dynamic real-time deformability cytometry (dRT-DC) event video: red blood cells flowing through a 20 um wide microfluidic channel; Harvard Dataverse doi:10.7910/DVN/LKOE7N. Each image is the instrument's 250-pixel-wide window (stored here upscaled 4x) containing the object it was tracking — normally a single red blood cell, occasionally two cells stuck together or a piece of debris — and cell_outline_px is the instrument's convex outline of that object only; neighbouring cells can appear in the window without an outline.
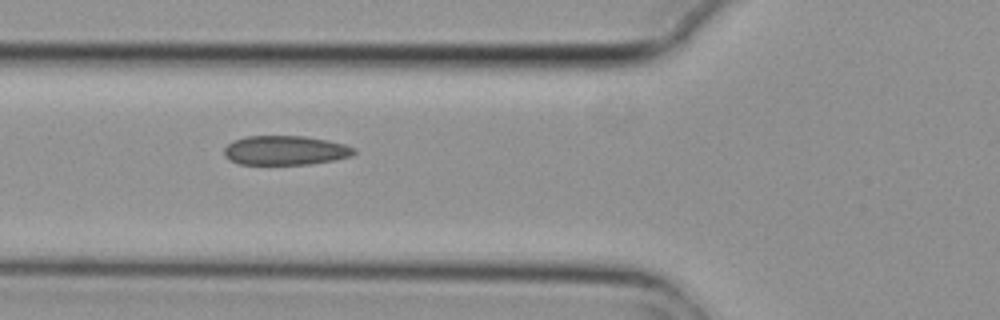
{"species": "common noctule bat (a hibernating species)", "species_latin": "Nyctalus noctula", "temperature_condition": "cold", "stored_images_in_passage": 6, "camera_frame_rate_fps": 3000, "um_per_image_px": 0.085, "animal": {"sex": "female", "body_mass_g": 29.2, "forearm_length_mm": 56.3}, "frame": {"image": 1, "passage_image": 2, "time_ms": 0.333, "image_size_px": [1000, 320], "cell_outline_px": [[356, 152], [352, 156], [336, 160], [308, 164], [240, 164], [224, 156], [224, 148], [232, 140], [244, 136], [304, 136], [328, 140], [344, 144], [356, 148]], "centroid_in_image_um": [24.27, 12.77], "position_along_channel_um": 101.5, "area_um2": 22.31}}
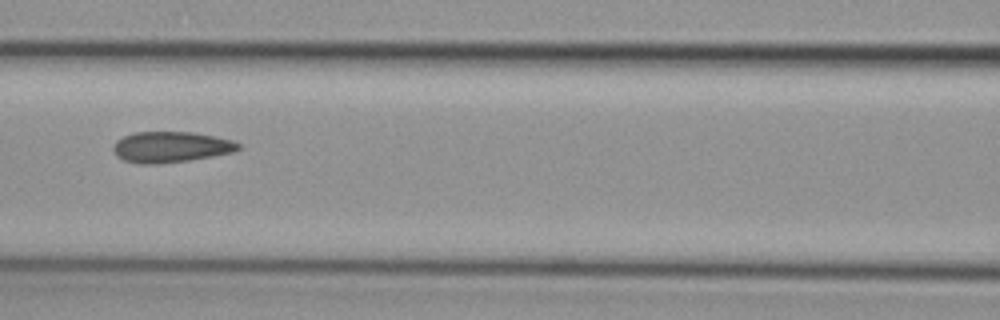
{"frame": {"image": 2, "passage_image": 3, "time_ms": 0.667, "image_size_px": [1000, 320], "cell_outline_px": [[240, 148], [232, 152], [212, 156], [188, 160], [156, 164], [140, 164], [124, 160], [116, 156], [112, 148], [112, 144], [116, 140], [124, 136], [136, 132], [192, 132], [232, 140], [240, 144]], "centroid_in_image_um": [14.47, 12.49], "position_along_channel_um": 152.1, "area_um2": 22.37}}
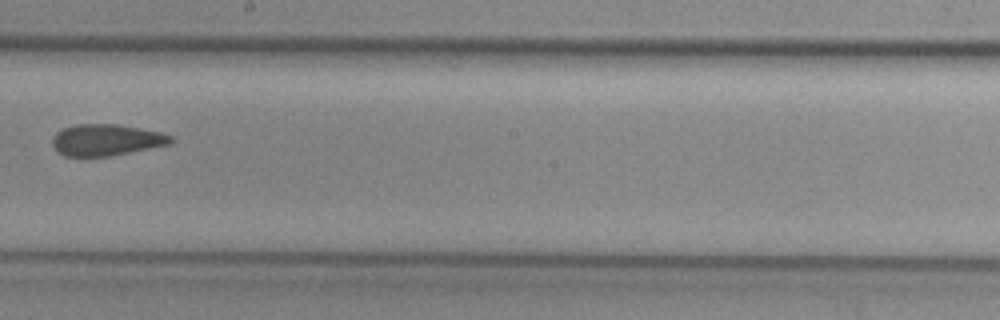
{"frame": {"image": 3, "passage_image": 5, "time_ms": 1.333, "image_size_px": [1000, 320], "cell_outline_px": [[172, 144], [108, 156], [64, 156], [56, 152], [52, 144], [52, 136], [56, 132], [64, 128], [76, 124], [116, 124], [140, 128], [160, 132], [172, 136]], "centroid_in_image_um": [9.0, 11.89], "position_along_channel_um": 239.2, "area_um2": 21.73}}